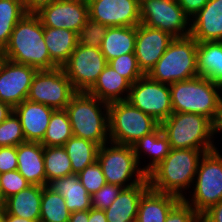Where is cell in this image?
<instances>
[{
    "label": "cell",
    "mask_w": 222,
    "mask_h": 222,
    "mask_svg": "<svg viewBox=\"0 0 222 222\" xmlns=\"http://www.w3.org/2000/svg\"><path fill=\"white\" fill-rule=\"evenodd\" d=\"M78 175L80 182L91 196L106 184L104 174L98 161L87 166Z\"/></svg>",
    "instance_id": "74e56055"
},
{
    "label": "cell",
    "mask_w": 222,
    "mask_h": 222,
    "mask_svg": "<svg viewBox=\"0 0 222 222\" xmlns=\"http://www.w3.org/2000/svg\"><path fill=\"white\" fill-rule=\"evenodd\" d=\"M89 210L71 212L69 222H88Z\"/></svg>",
    "instance_id": "c3c4849f"
},
{
    "label": "cell",
    "mask_w": 222,
    "mask_h": 222,
    "mask_svg": "<svg viewBox=\"0 0 222 222\" xmlns=\"http://www.w3.org/2000/svg\"><path fill=\"white\" fill-rule=\"evenodd\" d=\"M73 136L68 113L65 109L53 111L45 136L40 142L43 146H64Z\"/></svg>",
    "instance_id": "836d02e7"
},
{
    "label": "cell",
    "mask_w": 222,
    "mask_h": 222,
    "mask_svg": "<svg viewBox=\"0 0 222 222\" xmlns=\"http://www.w3.org/2000/svg\"><path fill=\"white\" fill-rule=\"evenodd\" d=\"M54 1L56 0H23V4L26 13H36L42 7L47 6L48 4H51Z\"/></svg>",
    "instance_id": "f6af8a7d"
},
{
    "label": "cell",
    "mask_w": 222,
    "mask_h": 222,
    "mask_svg": "<svg viewBox=\"0 0 222 222\" xmlns=\"http://www.w3.org/2000/svg\"><path fill=\"white\" fill-rule=\"evenodd\" d=\"M40 222H69L71 212L65 199L57 192L42 186Z\"/></svg>",
    "instance_id": "d6a6232c"
},
{
    "label": "cell",
    "mask_w": 222,
    "mask_h": 222,
    "mask_svg": "<svg viewBox=\"0 0 222 222\" xmlns=\"http://www.w3.org/2000/svg\"><path fill=\"white\" fill-rule=\"evenodd\" d=\"M160 126L171 149H195L205 153L216 149L212 143V121L204 115L173 112Z\"/></svg>",
    "instance_id": "277c9868"
},
{
    "label": "cell",
    "mask_w": 222,
    "mask_h": 222,
    "mask_svg": "<svg viewBox=\"0 0 222 222\" xmlns=\"http://www.w3.org/2000/svg\"><path fill=\"white\" fill-rule=\"evenodd\" d=\"M184 13L191 19L209 0H176Z\"/></svg>",
    "instance_id": "7bdbcfd3"
},
{
    "label": "cell",
    "mask_w": 222,
    "mask_h": 222,
    "mask_svg": "<svg viewBox=\"0 0 222 222\" xmlns=\"http://www.w3.org/2000/svg\"><path fill=\"white\" fill-rule=\"evenodd\" d=\"M110 143V147H108L109 142L99 146L97 153V161L101 166L106 183L123 188L142 183L147 178V174L143 171V168H139L133 147ZM133 177L135 178L133 179ZM130 179L131 182L126 184Z\"/></svg>",
    "instance_id": "ba28073f"
},
{
    "label": "cell",
    "mask_w": 222,
    "mask_h": 222,
    "mask_svg": "<svg viewBox=\"0 0 222 222\" xmlns=\"http://www.w3.org/2000/svg\"><path fill=\"white\" fill-rule=\"evenodd\" d=\"M41 199L42 186L30 185L26 189L7 198L4 210L9 215L29 220H40Z\"/></svg>",
    "instance_id": "d4e9b609"
},
{
    "label": "cell",
    "mask_w": 222,
    "mask_h": 222,
    "mask_svg": "<svg viewBox=\"0 0 222 222\" xmlns=\"http://www.w3.org/2000/svg\"><path fill=\"white\" fill-rule=\"evenodd\" d=\"M89 18L109 27L140 24V0H87Z\"/></svg>",
    "instance_id": "2e32d148"
},
{
    "label": "cell",
    "mask_w": 222,
    "mask_h": 222,
    "mask_svg": "<svg viewBox=\"0 0 222 222\" xmlns=\"http://www.w3.org/2000/svg\"><path fill=\"white\" fill-rule=\"evenodd\" d=\"M17 147H0V174L17 170Z\"/></svg>",
    "instance_id": "b9f144b4"
},
{
    "label": "cell",
    "mask_w": 222,
    "mask_h": 222,
    "mask_svg": "<svg viewBox=\"0 0 222 222\" xmlns=\"http://www.w3.org/2000/svg\"><path fill=\"white\" fill-rule=\"evenodd\" d=\"M12 112L13 108L9 104L0 101V123H2Z\"/></svg>",
    "instance_id": "681fc988"
},
{
    "label": "cell",
    "mask_w": 222,
    "mask_h": 222,
    "mask_svg": "<svg viewBox=\"0 0 222 222\" xmlns=\"http://www.w3.org/2000/svg\"><path fill=\"white\" fill-rule=\"evenodd\" d=\"M190 24V36L197 42L222 41V0H209Z\"/></svg>",
    "instance_id": "d6986e66"
},
{
    "label": "cell",
    "mask_w": 222,
    "mask_h": 222,
    "mask_svg": "<svg viewBox=\"0 0 222 222\" xmlns=\"http://www.w3.org/2000/svg\"><path fill=\"white\" fill-rule=\"evenodd\" d=\"M37 69L1 58L0 101L16 107L27 99L32 79Z\"/></svg>",
    "instance_id": "9a60e30c"
},
{
    "label": "cell",
    "mask_w": 222,
    "mask_h": 222,
    "mask_svg": "<svg viewBox=\"0 0 222 222\" xmlns=\"http://www.w3.org/2000/svg\"><path fill=\"white\" fill-rule=\"evenodd\" d=\"M55 109L41 103L24 100L13 108L22 125L25 141L41 142Z\"/></svg>",
    "instance_id": "ac0fdd59"
},
{
    "label": "cell",
    "mask_w": 222,
    "mask_h": 222,
    "mask_svg": "<svg viewBox=\"0 0 222 222\" xmlns=\"http://www.w3.org/2000/svg\"><path fill=\"white\" fill-rule=\"evenodd\" d=\"M218 151L204 153L194 178L192 203L183 199L200 216L222 200V155Z\"/></svg>",
    "instance_id": "9c48e42d"
},
{
    "label": "cell",
    "mask_w": 222,
    "mask_h": 222,
    "mask_svg": "<svg viewBox=\"0 0 222 222\" xmlns=\"http://www.w3.org/2000/svg\"><path fill=\"white\" fill-rule=\"evenodd\" d=\"M189 22L190 18L176 0H140L141 24L183 38L190 36Z\"/></svg>",
    "instance_id": "30bf717a"
},
{
    "label": "cell",
    "mask_w": 222,
    "mask_h": 222,
    "mask_svg": "<svg viewBox=\"0 0 222 222\" xmlns=\"http://www.w3.org/2000/svg\"><path fill=\"white\" fill-rule=\"evenodd\" d=\"M127 101L160 124L173 113L169 84L154 81L147 75L131 84Z\"/></svg>",
    "instance_id": "7c38bea8"
},
{
    "label": "cell",
    "mask_w": 222,
    "mask_h": 222,
    "mask_svg": "<svg viewBox=\"0 0 222 222\" xmlns=\"http://www.w3.org/2000/svg\"><path fill=\"white\" fill-rule=\"evenodd\" d=\"M204 153L195 149H171L167 157L147 174L150 189L184 199L182 190L189 189L194 182Z\"/></svg>",
    "instance_id": "7a4b0ae2"
},
{
    "label": "cell",
    "mask_w": 222,
    "mask_h": 222,
    "mask_svg": "<svg viewBox=\"0 0 222 222\" xmlns=\"http://www.w3.org/2000/svg\"><path fill=\"white\" fill-rule=\"evenodd\" d=\"M132 147L138 164L140 163V152H144V154H148L149 157L153 158L145 168L143 167V171L146 174L162 162L171 151L168 137L164 134L161 126H159L154 132L143 136L135 142Z\"/></svg>",
    "instance_id": "f1b7e54d"
},
{
    "label": "cell",
    "mask_w": 222,
    "mask_h": 222,
    "mask_svg": "<svg viewBox=\"0 0 222 222\" xmlns=\"http://www.w3.org/2000/svg\"><path fill=\"white\" fill-rule=\"evenodd\" d=\"M108 64L117 73L125 77L131 84L144 76L140 70L135 53H129L114 58Z\"/></svg>",
    "instance_id": "8d00e7d4"
},
{
    "label": "cell",
    "mask_w": 222,
    "mask_h": 222,
    "mask_svg": "<svg viewBox=\"0 0 222 222\" xmlns=\"http://www.w3.org/2000/svg\"><path fill=\"white\" fill-rule=\"evenodd\" d=\"M0 222H5V210L0 211Z\"/></svg>",
    "instance_id": "f5cc1de1"
},
{
    "label": "cell",
    "mask_w": 222,
    "mask_h": 222,
    "mask_svg": "<svg viewBox=\"0 0 222 222\" xmlns=\"http://www.w3.org/2000/svg\"><path fill=\"white\" fill-rule=\"evenodd\" d=\"M197 71L222 86V41L197 42Z\"/></svg>",
    "instance_id": "4316f807"
},
{
    "label": "cell",
    "mask_w": 222,
    "mask_h": 222,
    "mask_svg": "<svg viewBox=\"0 0 222 222\" xmlns=\"http://www.w3.org/2000/svg\"><path fill=\"white\" fill-rule=\"evenodd\" d=\"M30 185L18 170L0 174V192L4 200Z\"/></svg>",
    "instance_id": "f35d334b"
},
{
    "label": "cell",
    "mask_w": 222,
    "mask_h": 222,
    "mask_svg": "<svg viewBox=\"0 0 222 222\" xmlns=\"http://www.w3.org/2000/svg\"><path fill=\"white\" fill-rule=\"evenodd\" d=\"M174 37L166 31L144 24L136 26L135 57L144 75H147L167 50Z\"/></svg>",
    "instance_id": "e0dca14e"
},
{
    "label": "cell",
    "mask_w": 222,
    "mask_h": 222,
    "mask_svg": "<svg viewBox=\"0 0 222 222\" xmlns=\"http://www.w3.org/2000/svg\"><path fill=\"white\" fill-rule=\"evenodd\" d=\"M201 222H222V200L200 216Z\"/></svg>",
    "instance_id": "ee69618b"
},
{
    "label": "cell",
    "mask_w": 222,
    "mask_h": 222,
    "mask_svg": "<svg viewBox=\"0 0 222 222\" xmlns=\"http://www.w3.org/2000/svg\"><path fill=\"white\" fill-rule=\"evenodd\" d=\"M46 186L65 199V204L70 212L85 211L92 208L91 195L80 182L78 174L51 180Z\"/></svg>",
    "instance_id": "7402d4cb"
},
{
    "label": "cell",
    "mask_w": 222,
    "mask_h": 222,
    "mask_svg": "<svg viewBox=\"0 0 222 222\" xmlns=\"http://www.w3.org/2000/svg\"><path fill=\"white\" fill-rule=\"evenodd\" d=\"M110 142L130 145L154 132L160 123L127 100L109 103Z\"/></svg>",
    "instance_id": "52a82bcc"
},
{
    "label": "cell",
    "mask_w": 222,
    "mask_h": 222,
    "mask_svg": "<svg viewBox=\"0 0 222 222\" xmlns=\"http://www.w3.org/2000/svg\"><path fill=\"white\" fill-rule=\"evenodd\" d=\"M181 199L175 195L148 189L138 205L137 222H165L170 210Z\"/></svg>",
    "instance_id": "cb8c5ba5"
},
{
    "label": "cell",
    "mask_w": 222,
    "mask_h": 222,
    "mask_svg": "<svg viewBox=\"0 0 222 222\" xmlns=\"http://www.w3.org/2000/svg\"><path fill=\"white\" fill-rule=\"evenodd\" d=\"M120 222H137V219H128V220H123Z\"/></svg>",
    "instance_id": "db71d44e"
},
{
    "label": "cell",
    "mask_w": 222,
    "mask_h": 222,
    "mask_svg": "<svg viewBox=\"0 0 222 222\" xmlns=\"http://www.w3.org/2000/svg\"><path fill=\"white\" fill-rule=\"evenodd\" d=\"M136 26L108 27L102 40L101 52L107 62L124 54L135 52Z\"/></svg>",
    "instance_id": "83f0119b"
},
{
    "label": "cell",
    "mask_w": 222,
    "mask_h": 222,
    "mask_svg": "<svg viewBox=\"0 0 222 222\" xmlns=\"http://www.w3.org/2000/svg\"><path fill=\"white\" fill-rule=\"evenodd\" d=\"M173 112L197 113L213 120L222 86L202 76L169 85Z\"/></svg>",
    "instance_id": "5b68a950"
},
{
    "label": "cell",
    "mask_w": 222,
    "mask_h": 222,
    "mask_svg": "<svg viewBox=\"0 0 222 222\" xmlns=\"http://www.w3.org/2000/svg\"><path fill=\"white\" fill-rule=\"evenodd\" d=\"M43 35L50 59L62 67L78 45V33L64 28L43 27Z\"/></svg>",
    "instance_id": "484cf974"
},
{
    "label": "cell",
    "mask_w": 222,
    "mask_h": 222,
    "mask_svg": "<svg viewBox=\"0 0 222 222\" xmlns=\"http://www.w3.org/2000/svg\"><path fill=\"white\" fill-rule=\"evenodd\" d=\"M107 65L99 48L78 44L62 68L77 92H87Z\"/></svg>",
    "instance_id": "4fadbf2b"
},
{
    "label": "cell",
    "mask_w": 222,
    "mask_h": 222,
    "mask_svg": "<svg viewBox=\"0 0 222 222\" xmlns=\"http://www.w3.org/2000/svg\"><path fill=\"white\" fill-rule=\"evenodd\" d=\"M26 142L19 118L12 112L2 123H0V147L18 146Z\"/></svg>",
    "instance_id": "e575fe53"
},
{
    "label": "cell",
    "mask_w": 222,
    "mask_h": 222,
    "mask_svg": "<svg viewBox=\"0 0 222 222\" xmlns=\"http://www.w3.org/2000/svg\"><path fill=\"white\" fill-rule=\"evenodd\" d=\"M130 88L131 83L108 64L87 93L109 104L127 100Z\"/></svg>",
    "instance_id": "603a6c76"
},
{
    "label": "cell",
    "mask_w": 222,
    "mask_h": 222,
    "mask_svg": "<svg viewBox=\"0 0 222 222\" xmlns=\"http://www.w3.org/2000/svg\"><path fill=\"white\" fill-rule=\"evenodd\" d=\"M63 147L70 158L72 174H79L97 161L99 145L93 141L72 136Z\"/></svg>",
    "instance_id": "f546056e"
},
{
    "label": "cell",
    "mask_w": 222,
    "mask_h": 222,
    "mask_svg": "<svg viewBox=\"0 0 222 222\" xmlns=\"http://www.w3.org/2000/svg\"><path fill=\"white\" fill-rule=\"evenodd\" d=\"M1 53L7 60L32 66L37 70H51L58 67L50 59L43 35V25L35 13H26L15 25Z\"/></svg>",
    "instance_id": "6da1fadb"
},
{
    "label": "cell",
    "mask_w": 222,
    "mask_h": 222,
    "mask_svg": "<svg viewBox=\"0 0 222 222\" xmlns=\"http://www.w3.org/2000/svg\"><path fill=\"white\" fill-rule=\"evenodd\" d=\"M43 27L79 33L89 18L87 0H56L35 13Z\"/></svg>",
    "instance_id": "5bb4252c"
},
{
    "label": "cell",
    "mask_w": 222,
    "mask_h": 222,
    "mask_svg": "<svg viewBox=\"0 0 222 222\" xmlns=\"http://www.w3.org/2000/svg\"><path fill=\"white\" fill-rule=\"evenodd\" d=\"M88 222H108L104 210L91 208L89 209Z\"/></svg>",
    "instance_id": "7dc6e473"
},
{
    "label": "cell",
    "mask_w": 222,
    "mask_h": 222,
    "mask_svg": "<svg viewBox=\"0 0 222 222\" xmlns=\"http://www.w3.org/2000/svg\"><path fill=\"white\" fill-rule=\"evenodd\" d=\"M25 14L23 0H0V51L5 48L15 25Z\"/></svg>",
    "instance_id": "1f68e13d"
},
{
    "label": "cell",
    "mask_w": 222,
    "mask_h": 222,
    "mask_svg": "<svg viewBox=\"0 0 222 222\" xmlns=\"http://www.w3.org/2000/svg\"><path fill=\"white\" fill-rule=\"evenodd\" d=\"M108 27L109 26L88 18L86 24L78 33V44L100 49Z\"/></svg>",
    "instance_id": "d590c367"
},
{
    "label": "cell",
    "mask_w": 222,
    "mask_h": 222,
    "mask_svg": "<svg viewBox=\"0 0 222 222\" xmlns=\"http://www.w3.org/2000/svg\"><path fill=\"white\" fill-rule=\"evenodd\" d=\"M146 178L142 183L123 188L115 201L104 210L108 222L137 219L138 205L142 195L149 189Z\"/></svg>",
    "instance_id": "44dd1931"
},
{
    "label": "cell",
    "mask_w": 222,
    "mask_h": 222,
    "mask_svg": "<svg viewBox=\"0 0 222 222\" xmlns=\"http://www.w3.org/2000/svg\"><path fill=\"white\" fill-rule=\"evenodd\" d=\"M197 41L191 37L174 38L147 76L157 82L172 84L198 76Z\"/></svg>",
    "instance_id": "8992f818"
},
{
    "label": "cell",
    "mask_w": 222,
    "mask_h": 222,
    "mask_svg": "<svg viewBox=\"0 0 222 222\" xmlns=\"http://www.w3.org/2000/svg\"><path fill=\"white\" fill-rule=\"evenodd\" d=\"M5 222H40V220H29V219L17 217L14 215H9L5 211Z\"/></svg>",
    "instance_id": "f907efd6"
},
{
    "label": "cell",
    "mask_w": 222,
    "mask_h": 222,
    "mask_svg": "<svg viewBox=\"0 0 222 222\" xmlns=\"http://www.w3.org/2000/svg\"><path fill=\"white\" fill-rule=\"evenodd\" d=\"M77 93L62 67L37 70L28 92L27 100L53 109H65Z\"/></svg>",
    "instance_id": "8fae6325"
},
{
    "label": "cell",
    "mask_w": 222,
    "mask_h": 222,
    "mask_svg": "<svg viewBox=\"0 0 222 222\" xmlns=\"http://www.w3.org/2000/svg\"><path fill=\"white\" fill-rule=\"evenodd\" d=\"M123 187L105 184L95 194L91 196V205L95 209L106 210L120 194Z\"/></svg>",
    "instance_id": "ab89813d"
},
{
    "label": "cell",
    "mask_w": 222,
    "mask_h": 222,
    "mask_svg": "<svg viewBox=\"0 0 222 222\" xmlns=\"http://www.w3.org/2000/svg\"><path fill=\"white\" fill-rule=\"evenodd\" d=\"M165 222H201L200 215L183 199L169 212Z\"/></svg>",
    "instance_id": "60d3db41"
},
{
    "label": "cell",
    "mask_w": 222,
    "mask_h": 222,
    "mask_svg": "<svg viewBox=\"0 0 222 222\" xmlns=\"http://www.w3.org/2000/svg\"><path fill=\"white\" fill-rule=\"evenodd\" d=\"M4 207H5V200L3 199L0 192V211L4 210Z\"/></svg>",
    "instance_id": "816d5d0a"
},
{
    "label": "cell",
    "mask_w": 222,
    "mask_h": 222,
    "mask_svg": "<svg viewBox=\"0 0 222 222\" xmlns=\"http://www.w3.org/2000/svg\"><path fill=\"white\" fill-rule=\"evenodd\" d=\"M222 132V97H220L218 108L212 120V135Z\"/></svg>",
    "instance_id": "bcb514c9"
},
{
    "label": "cell",
    "mask_w": 222,
    "mask_h": 222,
    "mask_svg": "<svg viewBox=\"0 0 222 222\" xmlns=\"http://www.w3.org/2000/svg\"><path fill=\"white\" fill-rule=\"evenodd\" d=\"M65 110L68 113L73 136L88 139L99 146L110 141L108 103L87 92H77Z\"/></svg>",
    "instance_id": "3957f363"
},
{
    "label": "cell",
    "mask_w": 222,
    "mask_h": 222,
    "mask_svg": "<svg viewBox=\"0 0 222 222\" xmlns=\"http://www.w3.org/2000/svg\"><path fill=\"white\" fill-rule=\"evenodd\" d=\"M43 155L40 142L26 141L17 146V170L31 185L46 186Z\"/></svg>",
    "instance_id": "ffe728a7"
},
{
    "label": "cell",
    "mask_w": 222,
    "mask_h": 222,
    "mask_svg": "<svg viewBox=\"0 0 222 222\" xmlns=\"http://www.w3.org/2000/svg\"><path fill=\"white\" fill-rule=\"evenodd\" d=\"M46 185L49 181L72 174L71 161L63 146H44Z\"/></svg>",
    "instance_id": "4dcf8cb0"
}]
</instances>
